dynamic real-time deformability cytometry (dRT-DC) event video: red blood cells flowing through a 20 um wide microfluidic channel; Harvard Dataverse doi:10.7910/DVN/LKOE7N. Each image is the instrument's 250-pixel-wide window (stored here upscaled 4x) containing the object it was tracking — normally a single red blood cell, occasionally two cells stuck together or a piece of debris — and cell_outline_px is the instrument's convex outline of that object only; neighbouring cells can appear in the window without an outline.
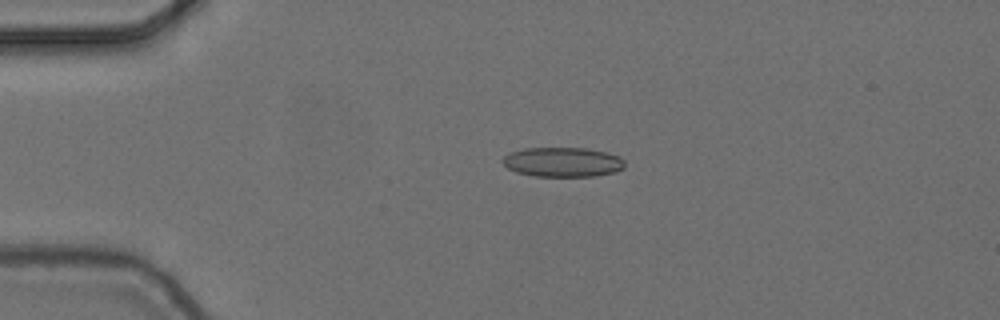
{"species": "common noctule bat (a hibernating species)", "species_latin": "Nyctalus noctula", "temperature_condition": "cold", "stored_images_in_passage": 5, "camera_frame_rate_fps": 3000, "um_per_image_px": 0.085, "animal": {"sex": "female", "body_mass_g": 24.6, "forearm_length_mm": 56.2}, "frame": {"image": 1, "passage_image": 4, "time_ms": 1.0, "image_size_px": [1000, 320], "cell_outline_px": [[624, 168], [616, 172], [596, 176], [532, 176], [516, 172], [508, 168], [500, 160], [504, 156], [512, 152], [524, 148], [588, 148], [608, 152], [620, 156], [624, 160]], "centroid_in_image_um": [47.86, 13.77], "position_along_channel_um": 37.1, "area_um2": 21.27}}